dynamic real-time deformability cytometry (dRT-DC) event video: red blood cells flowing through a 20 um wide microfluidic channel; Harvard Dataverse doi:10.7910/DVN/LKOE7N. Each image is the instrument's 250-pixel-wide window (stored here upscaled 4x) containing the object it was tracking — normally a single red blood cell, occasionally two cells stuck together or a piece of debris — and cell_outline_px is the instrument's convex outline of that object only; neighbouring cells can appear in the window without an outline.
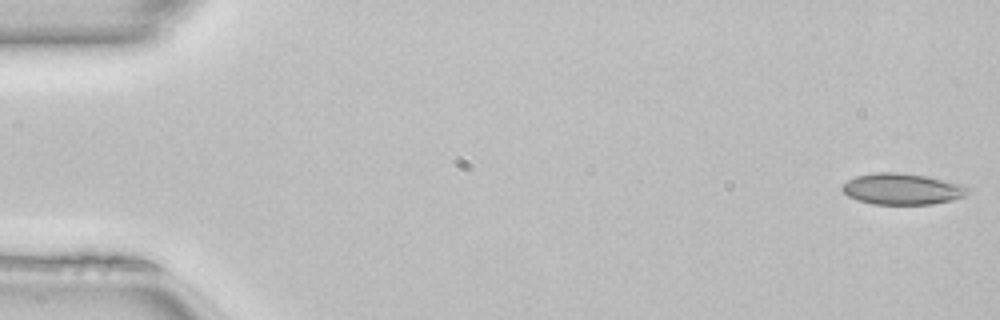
{"species": "common noctule bat (a hibernating species)", "species_latin": "Nyctalus noctula", "temperature_condition": "room temperature", "stored_images_in_passage": 49, "camera_frame_rate_fps": 3000, "um_per_image_px": 0.085, "animal": {"sex": "female", "body_mass_g": 22.7, "forearm_length_mm": 54.2}, "frame": {"image": 1, "passage_image": 1, "time_ms": 0.0, "image_size_px": [1000, 320], "cell_outline_px": [[972, 192], [964, 196], [952, 200], [932, 204], [872, 204], [856, 200], [848, 196], [840, 188], [848, 180], [856, 176], [876, 172], [896, 172], [924, 176], [960, 184], [972, 188]], "centroid_in_image_um": [76.69, 16.07], "position_along_channel_um": 8.3, "area_um2": 22.83}}
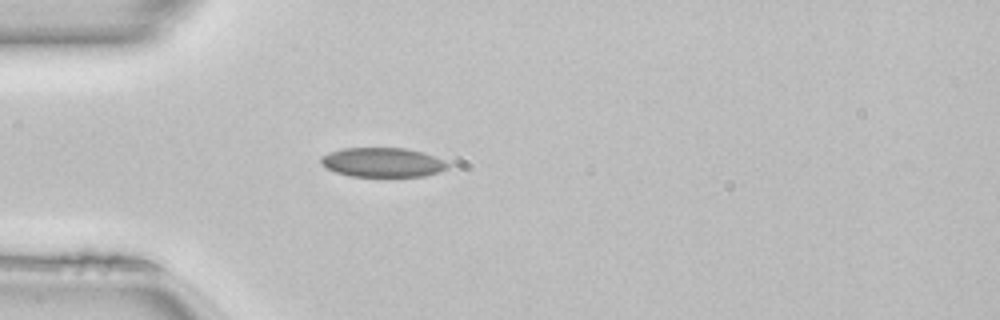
{"frame": {"image": 2, "passage_image": 14, "time_ms": 4.333, "image_size_px": [1000, 320], "cell_outline_px": [[452, 164], [448, 168], [440, 172], [424, 176], [348, 176], [336, 172], [320, 164], [320, 156], [328, 152], [344, 148], [404, 148], [420, 152], [444, 160]], "centroid_in_image_um": [32.51, 13.8], "position_along_channel_um": 52.5, "area_um2": 21.73}}
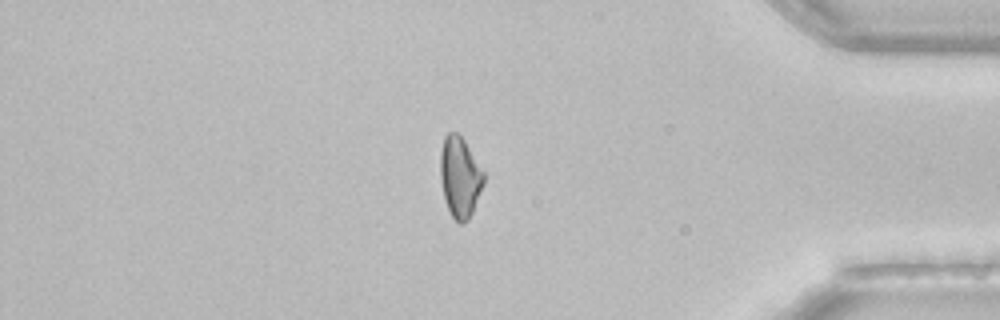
{"frame": {"image": 3, "passage_image": 42, "time_ms": 13.667, "image_size_px": [1000, 320], "cell_outline_px": [[484, 184], [472, 212], [468, 220], [464, 224], [460, 224], [452, 216], [444, 200], [440, 180], [440, 152], [444, 136], [448, 132], [456, 132], [464, 140], [484, 172]], "centroid_in_image_um": [39.08, 15.05], "position_along_channel_um": 396.1, "area_um2": 20.46}, "authors_computed_cell_mechanics": {"area_um2": 21.6172, "velocity_mm_per_s": 4.1277, "shape_relaxation_time_tau1_ms": null, "shape_relaxation_time_tau2_ms": 3.7341, "deformation_change_tau1": null, "deformation_change_tau2": 0.0847}}